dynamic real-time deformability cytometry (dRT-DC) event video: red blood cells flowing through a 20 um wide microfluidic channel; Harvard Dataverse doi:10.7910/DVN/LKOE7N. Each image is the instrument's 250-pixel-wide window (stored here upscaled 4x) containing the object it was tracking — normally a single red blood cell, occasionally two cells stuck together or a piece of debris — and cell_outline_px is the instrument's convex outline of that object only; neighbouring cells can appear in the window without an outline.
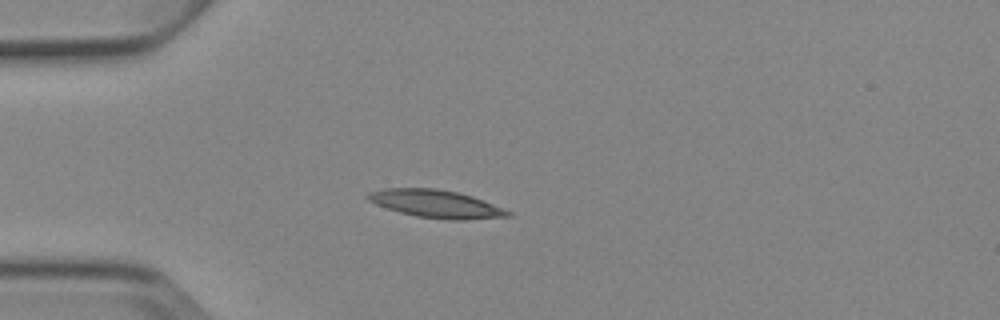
{"species": "Egyptian fruit bat (a non-hibernating species)", "species_latin": "Rousettus aegyptiacus", "temperature_condition": "cold", "stored_images_in_passage": 5, "camera_frame_rate_fps": 3000, "um_per_image_px": 0.085, "animal": {"sex": "female"}, "frame": {"image": 1, "passage_image": 4, "time_ms": 4.333, "image_size_px": [1000, 320], "cell_outline_px": [[512, 216], [464, 220], [448, 220], [416, 216], [400, 212], [376, 204], [368, 200], [364, 196], [368, 192], [384, 188], [436, 188], [456, 192], [472, 196], [504, 208], [512, 212]], "centroid_in_image_um": [37.06, 17.33], "position_along_channel_um": 47.9, "area_um2": 22.72}}